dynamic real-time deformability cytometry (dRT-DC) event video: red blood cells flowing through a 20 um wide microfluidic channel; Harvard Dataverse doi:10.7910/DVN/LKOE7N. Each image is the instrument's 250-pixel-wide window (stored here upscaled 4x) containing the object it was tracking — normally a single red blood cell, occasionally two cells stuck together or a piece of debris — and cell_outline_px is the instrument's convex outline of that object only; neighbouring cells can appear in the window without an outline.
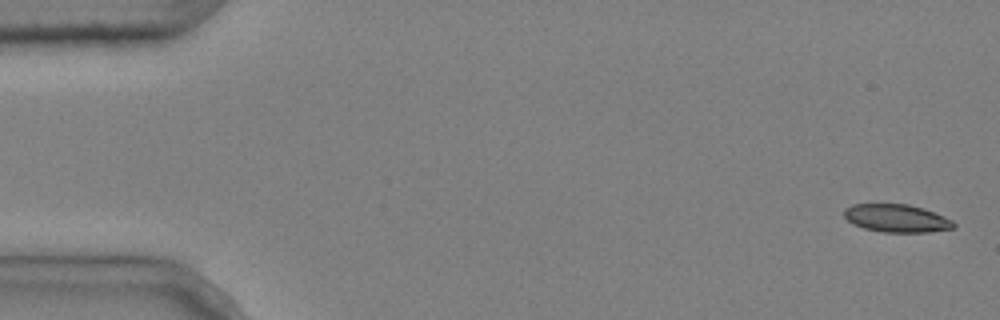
{"species": "common noctule bat (a hibernating species)", "species_latin": "Nyctalus noctula", "temperature_condition": "cold", "stored_images_in_passage": 9, "camera_frame_rate_fps": 3000, "um_per_image_px": 0.085, "animal": {"sex": "male", "body_mass_g": 20.4}, "frame": {"image": 1, "passage_image": 1, "time_ms": 0.0, "image_size_px": [1000, 320], "cell_outline_px": [[956, 228], [928, 232], [884, 232], [864, 228], [852, 224], [844, 216], [844, 208], [852, 204], [908, 204], [924, 208], [944, 216], [952, 220], [956, 224]], "centroid_in_image_um": [76.22, 18.55], "position_along_channel_um": 8.8, "area_um2": 17.92}}
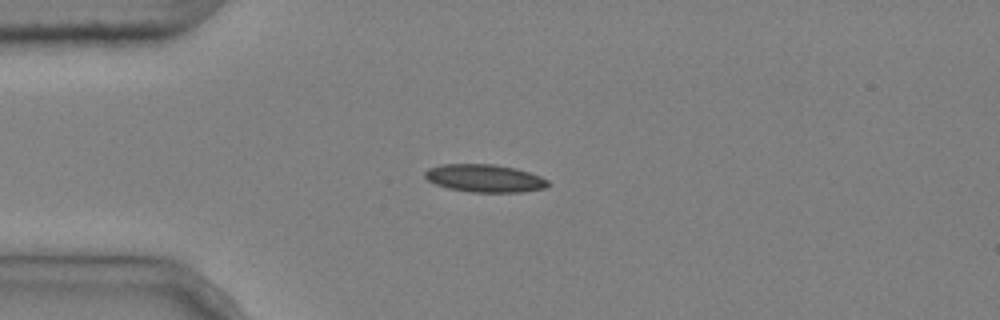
{"frame": {"image": 2, "passage_image": 4, "time_ms": 1.0, "image_size_px": [1000, 320], "cell_outline_px": [[548, 184], [544, 188], [524, 192], [472, 192], [448, 188], [436, 184], [428, 180], [424, 176], [424, 172], [428, 168], [440, 164], [492, 164], [516, 168], [540, 176], [548, 180]], "centroid_in_image_um": [41.17, 15.15], "position_along_channel_um": 43.8, "area_um2": 19.88}}
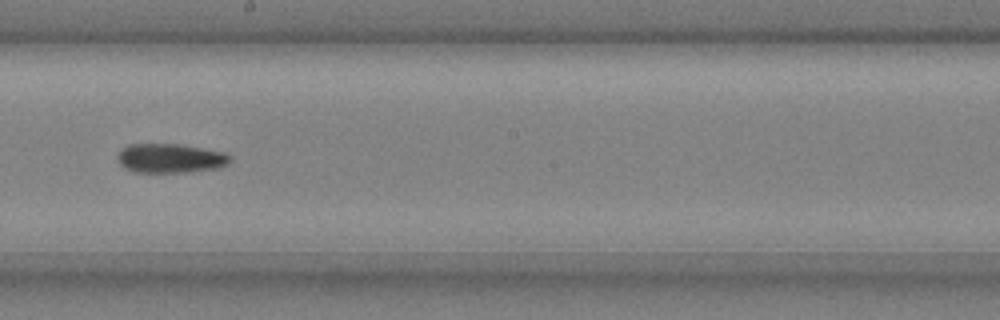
{"frame": {"image": 3, "passage_image": 9, "time_ms": 2.667, "image_size_px": [1000, 320], "cell_outline_px": [[232, 160], [228, 164], [220, 168], [188, 172], [132, 172], [124, 168], [116, 160], [116, 156], [120, 148], [128, 144], [180, 144], [224, 152], [232, 156]], "centroid_in_image_um": [14.46, 13.45], "position_along_channel_um": 233.7, "area_um2": 19.59}}